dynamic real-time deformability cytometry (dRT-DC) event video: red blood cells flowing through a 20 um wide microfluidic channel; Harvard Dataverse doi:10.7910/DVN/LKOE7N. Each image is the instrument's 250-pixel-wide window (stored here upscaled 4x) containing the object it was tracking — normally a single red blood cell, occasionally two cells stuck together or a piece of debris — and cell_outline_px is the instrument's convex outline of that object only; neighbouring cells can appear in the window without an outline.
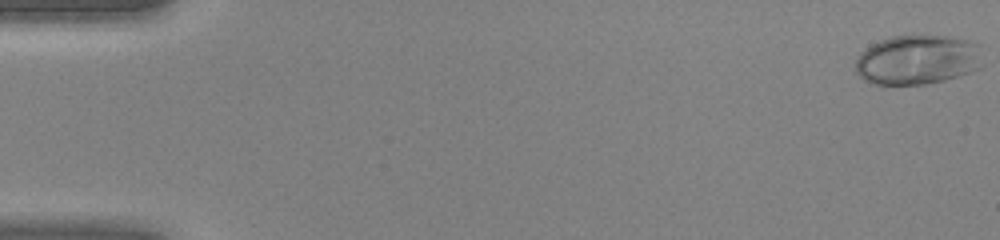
{"species": "human", "species_latin": "Homo sapiens", "temperature_condition": "warm", "stored_images_in_passage": 46, "camera_frame_rate_fps": 3000, "um_per_image_px": 0.085, "donor": {"sex": "female"}, "frame": {"image": 1, "passage_image": 1, "time_ms": 0.0, "image_size_px": [1000, 240], "cell_outline_px": [[984, 64], [980, 68], [944, 80], [924, 84], [872, 84], [864, 80], [856, 72], [856, 60], [860, 52], [872, 44], [880, 40], [892, 36], [948, 36], [968, 40], [980, 44]], "centroid_in_image_um": [78.02, 5.07], "position_along_channel_um": 7.0, "area_um2": 36.93}}
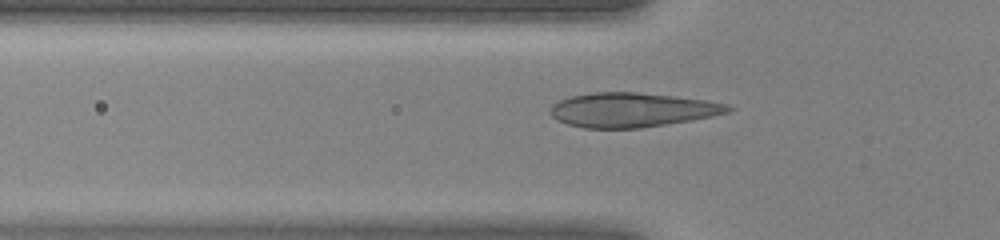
{"frame": {"image": 2, "passage_image": 16, "time_ms": 5.0, "image_size_px": [1000, 240], "cell_outline_px": [[736, 108], [728, 112], [712, 116], [692, 120], [640, 128], [584, 128], [568, 124], [556, 120], [548, 112], [552, 104], [560, 100], [572, 96], [592, 92], [636, 92], [672, 96], [704, 100], [728, 104]], "centroid_in_image_um": [53.7, 9.34], "position_along_channel_um": 72.1, "area_um2": 35.55}}
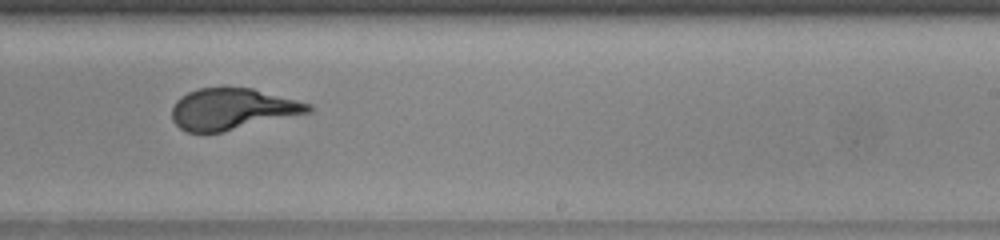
{"frame": {"image": 3, "passage_image": 29, "time_ms": 9.333, "image_size_px": [1000, 240], "cell_outline_px": [[312, 112], [220, 132], [188, 132], [180, 128], [172, 120], [172, 108], [176, 100], [180, 96], [196, 88], [252, 88], [312, 104]], "centroid_in_image_um": [19.73, 9.26], "position_along_channel_um": 269.3, "area_um2": 32.6}}